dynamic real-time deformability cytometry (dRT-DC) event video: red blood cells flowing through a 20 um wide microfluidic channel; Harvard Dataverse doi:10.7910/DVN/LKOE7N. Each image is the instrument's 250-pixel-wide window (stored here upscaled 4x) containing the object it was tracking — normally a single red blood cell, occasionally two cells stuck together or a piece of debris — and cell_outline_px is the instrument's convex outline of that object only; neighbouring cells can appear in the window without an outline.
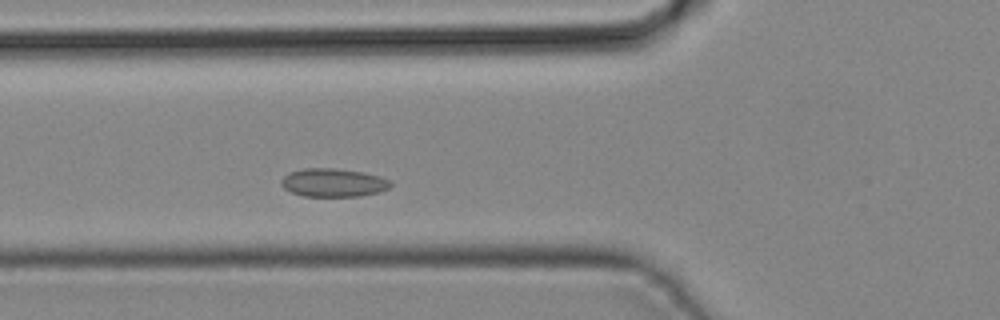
{"species": "common noctule bat (a hibernating species)", "species_latin": "Nyctalus noctula", "temperature_condition": "cold", "stored_images_in_passage": 28, "camera_frame_rate_fps": 3000, "um_per_image_px": 0.085, "animal": {"sex": "male", "body_mass_g": 19.2, "forearm_length_mm": 51.8}, "frame": {"image": 1, "passage_image": 5, "time_ms": 1.333, "image_size_px": [1000, 320], "cell_outline_px": [[392, 184], [388, 188], [380, 192], [360, 196], [304, 196], [292, 192], [284, 188], [280, 184], [280, 180], [288, 172], [304, 168], [336, 168], [364, 172], [380, 176], [392, 180]], "centroid_in_image_um": [28.34, 15.51], "position_along_channel_um": 97.5, "area_um2": 18.26}}
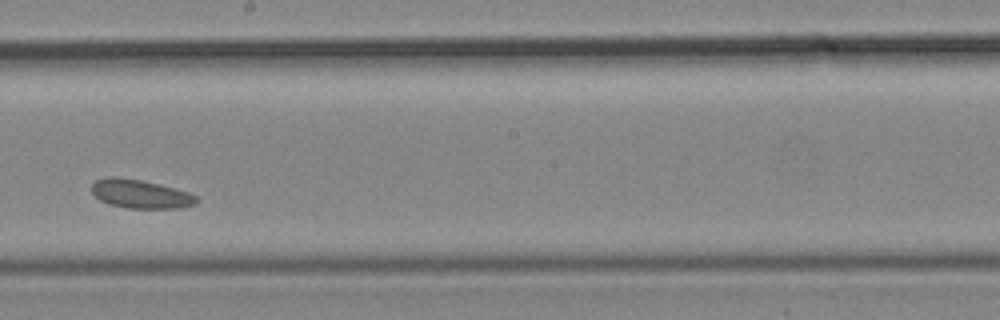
{"frame": {"image": 2, "passage_image": 14, "time_ms": 4.333, "image_size_px": [1000, 320], "cell_outline_px": [[200, 200], [196, 204], [180, 208], [128, 208], [108, 204], [100, 200], [92, 192], [92, 184], [96, 180], [108, 176], [116, 176], [140, 180], [188, 192], [196, 196]], "centroid_in_image_um": [11.93, 16.49], "position_along_channel_um": 236.3, "area_um2": 17.4}}
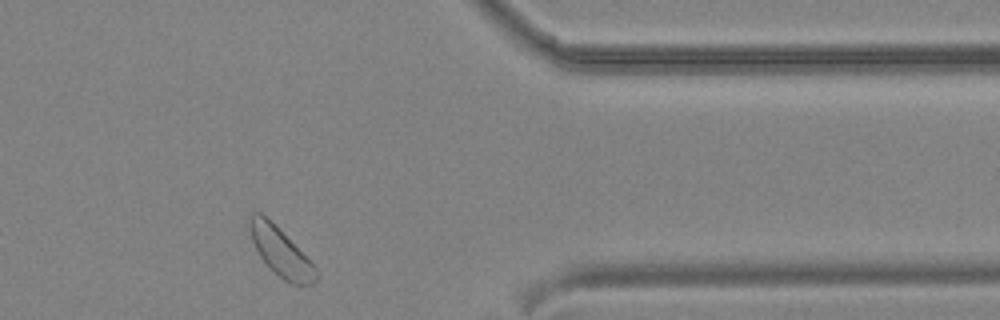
{"frame": {"image": 3, "passage_image": 25, "time_ms": 8.0, "image_size_px": [1000, 320], "cell_outline_px": [[320, 272], [316, 280], [312, 284], [292, 284], [284, 280], [272, 272], [260, 256], [252, 240], [248, 228], [248, 216], [252, 212], [260, 212]], "centroid_in_image_um": [23.81, 21.45], "position_along_channel_um": 387.6, "area_um2": 18.03}}